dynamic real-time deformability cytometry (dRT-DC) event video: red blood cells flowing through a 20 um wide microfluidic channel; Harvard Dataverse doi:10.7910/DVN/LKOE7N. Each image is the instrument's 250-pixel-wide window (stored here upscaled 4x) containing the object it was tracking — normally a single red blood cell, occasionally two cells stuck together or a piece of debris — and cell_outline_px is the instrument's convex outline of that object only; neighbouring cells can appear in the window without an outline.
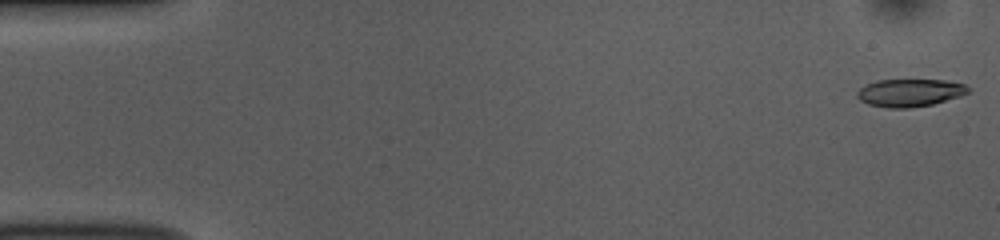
{"species": "common noctule bat (a hibernating species)", "species_latin": "Nyctalus noctula", "temperature_condition": "room temperature", "stored_images_in_passage": 52, "camera_frame_rate_fps": 3000, "um_per_image_px": 0.085, "animal": {"sex": "female", "body_mass_g": 10.0, "forearm_length_mm": 53.1}, "frame": {"image": 1, "passage_image": 1, "time_ms": 0.0, "image_size_px": [1000, 240], "cell_outline_px": [[968, 92], [960, 96], [932, 104], [908, 108], [888, 108], [868, 104], [860, 100], [856, 96], [856, 92], [864, 84], [876, 80], [944, 80], [964, 84], [968, 88]], "centroid_in_image_um": [77.27, 7.88], "position_along_channel_um": 7.7, "area_um2": 17.86}}
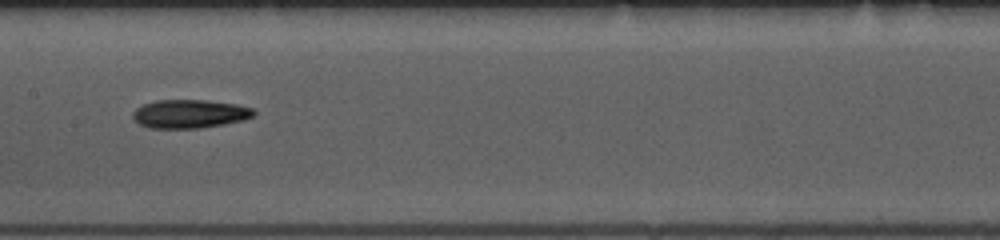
{"frame": {"image": 2, "passage_image": 26, "time_ms": 8.333, "image_size_px": [1000, 240], "cell_outline_px": [[256, 112], [252, 116], [244, 120], [224, 124], [200, 128], [148, 128], [140, 124], [132, 116], [132, 112], [136, 108], [144, 104], [156, 100], [204, 100], [236, 104], [252, 108]], "centroid_in_image_um": [16.11, 9.68], "position_along_channel_um": 191.3, "area_um2": 20.06}}
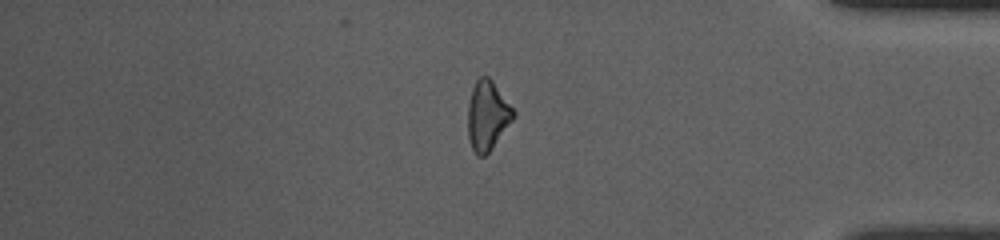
{"frame": {"image": 3, "passage_image": 44, "time_ms": 14.333, "image_size_px": [1000, 240], "cell_outline_px": [[516, 116], [488, 152], [484, 156], [476, 156], [472, 148], [468, 136], [468, 104], [472, 88], [476, 80], [480, 76], [488, 76], [492, 80], [516, 112]], "centroid_in_image_um": [41.43, 9.81], "position_along_channel_um": 393.8, "area_um2": 18.32}, "authors_computed_cell_mechanics": {"area_um2": 18.9006, "velocity_mm_per_s": 3.8291, "shape_relaxation_time_tau1_ms": 6.4272, "shape_relaxation_time_tau2_ms": null, "deformation_change_tau1": 0.1745, "deformation_change_tau2": null}}